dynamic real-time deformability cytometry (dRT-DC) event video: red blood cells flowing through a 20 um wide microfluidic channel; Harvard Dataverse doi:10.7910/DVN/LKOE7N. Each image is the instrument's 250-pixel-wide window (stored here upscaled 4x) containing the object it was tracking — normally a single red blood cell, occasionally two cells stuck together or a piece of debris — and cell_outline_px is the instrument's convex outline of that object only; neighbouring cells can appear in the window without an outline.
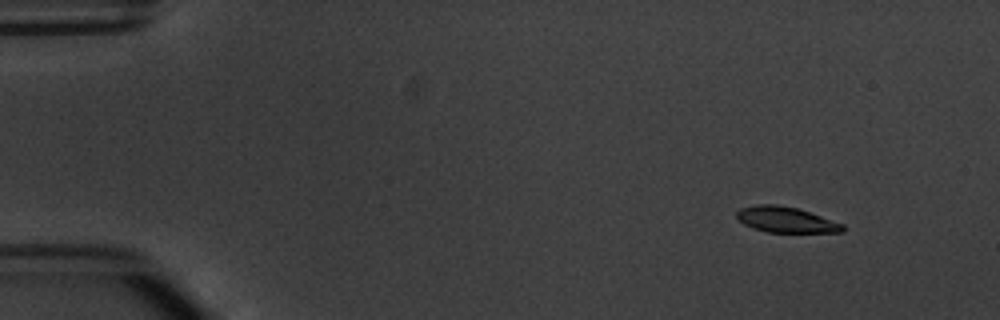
{"species": "common noctule bat (a hibernating species)", "species_latin": "Nyctalus noctula", "temperature_condition": "warm", "stored_images_in_passage": 4, "camera_frame_rate_fps": 3000, "um_per_image_px": 0.085, "animal": {"sex": "male", "body_mass_g": 20.1, "forearm_length_mm": 53.5}, "frame": {"image": 1, "passage_image": 1, "time_ms": 0.0, "image_size_px": [1000, 320], "cell_outline_px": [[844, 232], [768, 232], [752, 228], [744, 224], [736, 216], [736, 212], [740, 208], [756, 204], [776, 204], [796, 208], [844, 224]], "centroid_in_image_um": [66.77, 18.67], "position_along_channel_um": 18.2, "area_um2": 15.72}}
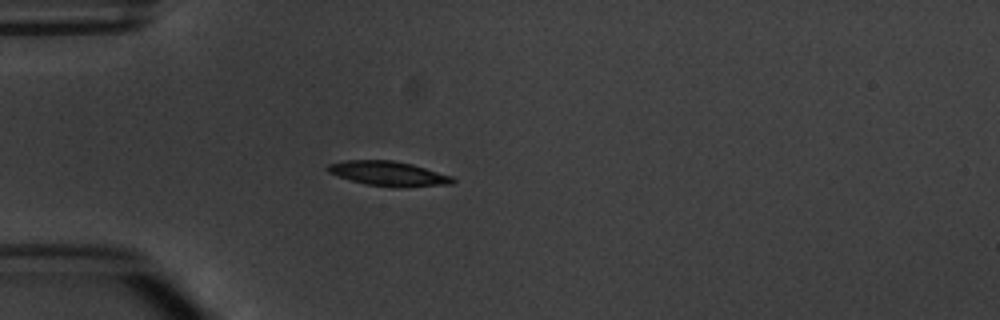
{"frame": {"image": 2, "passage_image": 4, "time_ms": 3.333, "image_size_px": [1000, 320], "cell_outline_px": [[456, 180], [452, 184], [404, 188], [368, 184], [352, 180], [328, 172], [324, 168], [328, 164], [344, 160], [392, 160], [412, 164], [452, 176]], "centroid_in_image_um": [33.04, 14.75], "position_along_channel_um": 52.0, "area_um2": 17.92}}